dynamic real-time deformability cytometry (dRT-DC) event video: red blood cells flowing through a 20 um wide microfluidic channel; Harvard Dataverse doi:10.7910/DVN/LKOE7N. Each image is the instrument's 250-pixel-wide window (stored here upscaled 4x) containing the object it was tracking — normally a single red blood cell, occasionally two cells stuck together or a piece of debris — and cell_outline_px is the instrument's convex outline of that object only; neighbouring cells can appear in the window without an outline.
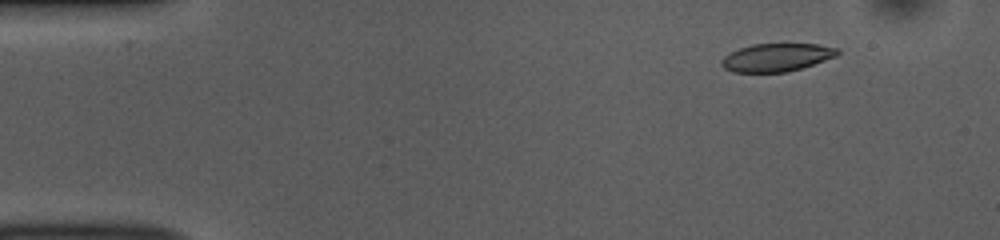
{"species": "common noctule bat (a hibernating species)", "species_latin": "Nyctalus noctula", "temperature_condition": "room temperature", "stored_images_in_passage": 52, "camera_frame_rate_fps": 3000, "um_per_image_px": 0.085, "animal": {"sex": "female", "body_mass_g": 10.0, "forearm_length_mm": 53.1}, "frame": {"image": 1, "passage_image": 6, "time_ms": 1.667, "image_size_px": [1000, 240], "cell_outline_px": [[840, 52], [836, 56], [788, 72], [732, 72], [724, 68], [720, 64], [720, 60], [724, 56], [740, 48], [752, 44], [820, 44], [840, 48]], "centroid_in_image_um": [66.01, 4.87], "position_along_channel_um": 19.0, "area_um2": 18.9}}
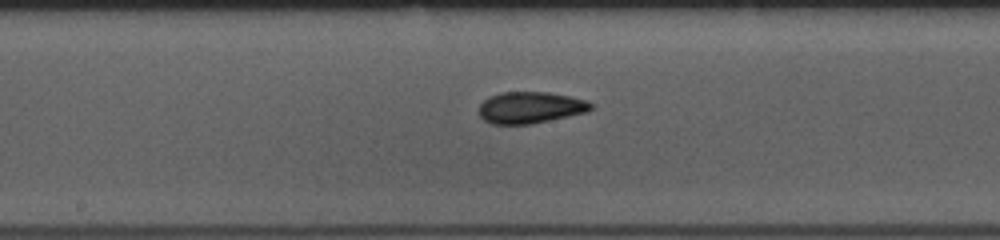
{"frame": {"image": 2, "passage_image": 27, "time_ms": 8.667, "image_size_px": [1000, 240], "cell_outline_px": [[592, 108], [588, 112], [532, 124], [492, 124], [484, 120], [480, 116], [480, 104], [488, 96], [500, 92], [548, 92], [588, 100], [592, 104]], "centroid_in_image_um": [45.08, 9.14], "position_along_channel_um": 203.1, "area_um2": 20.69}}
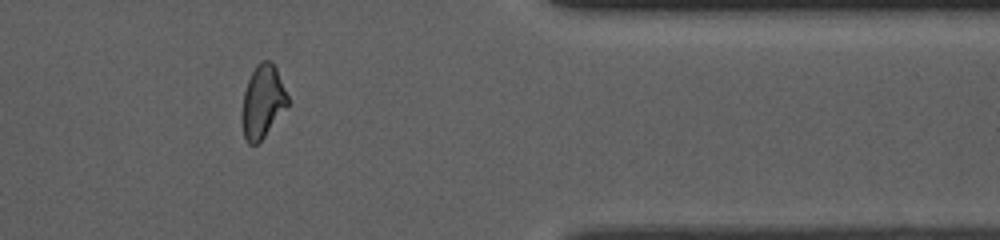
{"frame": {"image": 3, "passage_image": 43, "time_ms": 14.0, "image_size_px": [1000, 240], "cell_outline_px": [[288, 104], [264, 136], [256, 144], [248, 144], [244, 136], [240, 120], [244, 92], [248, 80], [256, 64], [260, 60], [272, 60], [276, 68], [288, 96]], "centroid_in_image_um": [22.29, 8.61], "position_along_channel_um": 389.1, "area_um2": 19.31}, "authors_computed_cell_mechanics": {"area_um2": 20.2011, "velocity_mm_per_s": 3.8662, "shape_relaxation_time_tau1_ms": 5.7454, "shape_relaxation_time_tau2_ms": 2.5154, "deformation_change_tau1": 0.1644, "deformation_change_tau2": 0.0901}}